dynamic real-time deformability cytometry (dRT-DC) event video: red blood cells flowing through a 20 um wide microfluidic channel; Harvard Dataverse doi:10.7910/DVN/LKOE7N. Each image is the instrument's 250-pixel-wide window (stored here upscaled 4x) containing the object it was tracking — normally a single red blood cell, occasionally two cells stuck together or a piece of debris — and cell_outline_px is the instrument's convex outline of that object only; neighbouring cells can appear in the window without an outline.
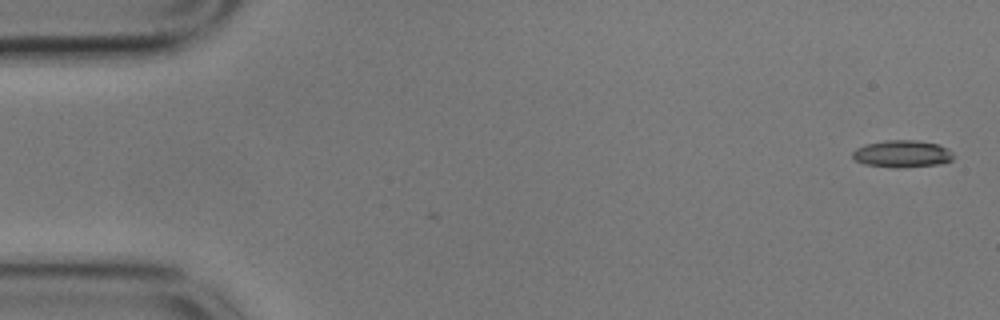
{"species": "common noctule bat (a hibernating species)", "species_latin": "Nyctalus noctula", "temperature_condition": "cold", "stored_images_in_passage": 56, "camera_frame_rate_fps": 3000, "um_per_image_px": 0.085, "animal": {"sex": "male", "body_mass_g": 17.9}, "frame": {"image": 1, "passage_image": 1, "time_ms": 0.0, "image_size_px": [1000, 320], "cell_outline_px": [[952, 160], [940, 164], [896, 168], [864, 164], [856, 160], [852, 156], [852, 152], [856, 148], [864, 144], [884, 140], [916, 140], [940, 144], [948, 148], [952, 152]], "centroid_in_image_um": [76.68, 13.06], "position_along_channel_um": 8.3, "area_um2": 16.07}}
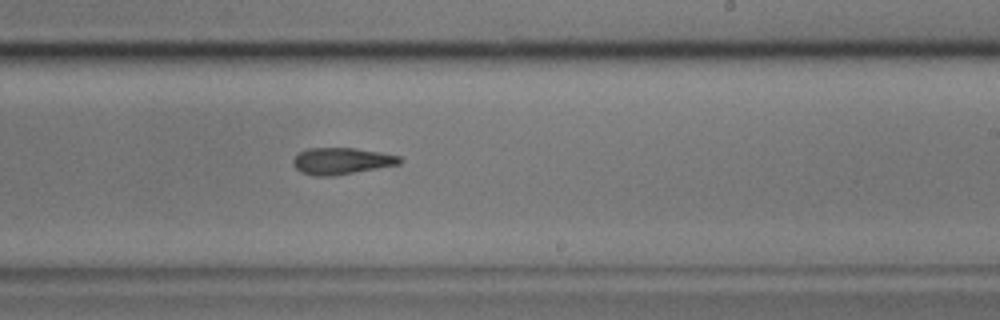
{"frame": {"image": 2, "passage_image": 33, "time_ms": 10.667, "image_size_px": [1000, 320], "cell_outline_px": [[400, 164], [332, 176], [312, 176], [300, 172], [292, 164], [292, 160], [300, 152], [308, 148], [356, 148], [380, 152], [400, 156]], "centroid_in_image_um": [28.99, 13.69], "position_along_channel_um": 260.0, "area_um2": 16.47}}
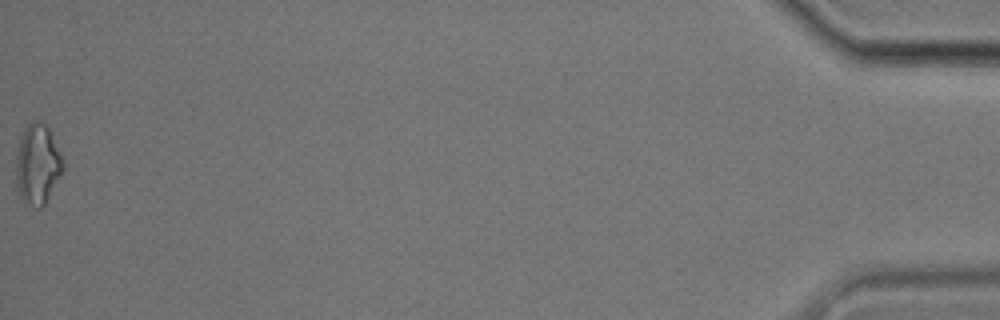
{"frame": {"image": 3, "passage_image": 56, "time_ms": 18.333, "image_size_px": [1000, 320], "cell_outline_px": [[64, 168], [60, 176], [44, 204], [40, 208], [36, 208], [28, 204], [20, 196], [16, 188], [16, 156], [20, 136], [24, 128], [32, 120], [40, 120], [48, 128], [64, 160]], "centroid_in_image_um": [3.18, 13.94], "position_along_channel_um": 432.0, "area_um2": 21.96}, "authors_computed_cell_mechanics": {"area_um2": 16.9643, "velocity_mm_per_s": 3.5475, "shape_relaxation_time_tau1_ms": null, "shape_relaxation_time_tau2_ms": 6.5375, "deformation_change_tau1": null, "deformation_change_tau2": 0.1546}}